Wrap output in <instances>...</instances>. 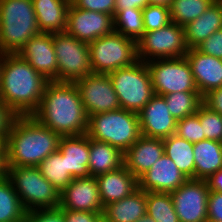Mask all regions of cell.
<instances>
[{
	"label": "cell",
	"instance_id": "6da1fadb",
	"mask_svg": "<svg viewBox=\"0 0 222 222\" xmlns=\"http://www.w3.org/2000/svg\"><path fill=\"white\" fill-rule=\"evenodd\" d=\"M32 116L61 137L87 133L88 116L74 82L49 81Z\"/></svg>",
	"mask_w": 222,
	"mask_h": 222
},
{
	"label": "cell",
	"instance_id": "7a4b0ae2",
	"mask_svg": "<svg viewBox=\"0 0 222 222\" xmlns=\"http://www.w3.org/2000/svg\"><path fill=\"white\" fill-rule=\"evenodd\" d=\"M49 81L17 53H6L0 72V100L18 116L33 115Z\"/></svg>",
	"mask_w": 222,
	"mask_h": 222
},
{
	"label": "cell",
	"instance_id": "3957f363",
	"mask_svg": "<svg viewBox=\"0 0 222 222\" xmlns=\"http://www.w3.org/2000/svg\"><path fill=\"white\" fill-rule=\"evenodd\" d=\"M61 136L32 115L18 116L6 139V165L37 167L59 149Z\"/></svg>",
	"mask_w": 222,
	"mask_h": 222
},
{
	"label": "cell",
	"instance_id": "277c9868",
	"mask_svg": "<svg viewBox=\"0 0 222 222\" xmlns=\"http://www.w3.org/2000/svg\"><path fill=\"white\" fill-rule=\"evenodd\" d=\"M40 31L32 0H0V50L18 53Z\"/></svg>",
	"mask_w": 222,
	"mask_h": 222
},
{
	"label": "cell",
	"instance_id": "5b68a950",
	"mask_svg": "<svg viewBox=\"0 0 222 222\" xmlns=\"http://www.w3.org/2000/svg\"><path fill=\"white\" fill-rule=\"evenodd\" d=\"M86 134L125 153L141 136L139 116L121 108L90 115Z\"/></svg>",
	"mask_w": 222,
	"mask_h": 222
},
{
	"label": "cell",
	"instance_id": "8992f818",
	"mask_svg": "<svg viewBox=\"0 0 222 222\" xmlns=\"http://www.w3.org/2000/svg\"><path fill=\"white\" fill-rule=\"evenodd\" d=\"M6 177L27 212L59 207L60 192L42 176L38 167L7 166Z\"/></svg>",
	"mask_w": 222,
	"mask_h": 222
},
{
	"label": "cell",
	"instance_id": "52a82bcc",
	"mask_svg": "<svg viewBox=\"0 0 222 222\" xmlns=\"http://www.w3.org/2000/svg\"><path fill=\"white\" fill-rule=\"evenodd\" d=\"M108 75L121 109L138 114L155 95L146 62L137 60L132 65L119 68Z\"/></svg>",
	"mask_w": 222,
	"mask_h": 222
},
{
	"label": "cell",
	"instance_id": "ba28073f",
	"mask_svg": "<svg viewBox=\"0 0 222 222\" xmlns=\"http://www.w3.org/2000/svg\"><path fill=\"white\" fill-rule=\"evenodd\" d=\"M89 52L93 74H109L138 60L136 42L116 32L90 42Z\"/></svg>",
	"mask_w": 222,
	"mask_h": 222
},
{
	"label": "cell",
	"instance_id": "9c48e42d",
	"mask_svg": "<svg viewBox=\"0 0 222 222\" xmlns=\"http://www.w3.org/2000/svg\"><path fill=\"white\" fill-rule=\"evenodd\" d=\"M136 47L137 59L143 62L182 58L189 50L184 27L173 22L163 28L145 32L136 42Z\"/></svg>",
	"mask_w": 222,
	"mask_h": 222
},
{
	"label": "cell",
	"instance_id": "30bf717a",
	"mask_svg": "<svg viewBox=\"0 0 222 222\" xmlns=\"http://www.w3.org/2000/svg\"><path fill=\"white\" fill-rule=\"evenodd\" d=\"M58 82H75L92 74L89 44L66 32L53 33Z\"/></svg>",
	"mask_w": 222,
	"mask_h": 222
},
{
	"label": "cell",
	"instance_id": "8fae6325",
	"mask_svg": "<svg viewBox=\"0 0 222 222\" xmlns=\"http://www.w3.org/2000/svg\"><path fill=\"white\" fill-rule=\"evenodd\" d=\"M156 95L175 92H198L186 57L146 62Z\"/></svg>",
	"mask_w": 222,
	"mask_h": 222
},
{
	"label": "cell",
	"instance_id": "7c38bea8",
	"mask_svg": "<svg viewBox=\"0 0 222 222\" xmlns=\"http://www.w3.org/2000/svg\"><path fill=\"white\" fill-rule=\"evenodd\" d=\"M209 188L205 180L188 179L170 193L179 222H207Z\"/></svg>",
	"mask_w": 222,
	"mask_h": 222
},
{
	"label": "cell",
	"instance_id": "4fadbf2b",
	"mask_svg": "<svg viewBox=\"0 0 222 222\" xmlns=\"http://www.w3.org/2000/svg\"><path fill=\"white\" fill-rule=\"evenodd\" d=\"M87 116L120 109L108 74H89L74 82Z\"/></svg>",
	"mask_w": 222,
	"mask_h": 222
},
{
	"label": "cell",
	"instance_id": "5bb4252c",
	"mask_svg": "<svg viewBox=\"0 0 222 222\" xmlns=\"http://www.w3.org/2000/svg\"><path fill=\"white\" fill-rule=\"evenodd\" d=\"M65 32L89 44L99 37L114 32L113 16L107 13L87 11L71 4Z\"/></svg>",
	"mask_w": 222,
	"mask_h": 222
},
{
	"label": "cell",
	"instance_id": "9a60e30c",
	"mask_svg": "<svg viewBox=\"0 0 222 222\" xmlns=\"http://www.w3.org/2000/svg\"><path fill=\"white\" fill-rule=\"evenodd\" d=\"M59 208L72 211L103 212L95 176L73 178L60 193Z\"/></svg>",
	"mask_w": 222,
	"mask_h": 222
},
{
	"label": "cell",
	"instance_id": "2e32d148",
	"mask_svg": "<svg viewBox=\"0 0 222 222\" xmlns=\"http://www.w3.org/2000/svg\"><path fill=\"white\" fill-rule=\"evenodd\" d=\"M48 81L58 82V64L53 46V33L40 32L17 53Z\"/></svg>",
	"mask_w": 222,
	"mask_h": 222
},
{
	"label": "cell",
	"instance_id": "e0dca14e",
	"mask_svg": "<svg viewBox=\"0 0 222 222\" xmlns=\"http://www.w3.org/2000/svg\"><path fill=\"white\" fill-rule=\"evenodd\" d=\"M138 116L143 136L163 139L176 133L177 121L169 112L163 96L155 94Z\"/></svg>",
	"mask_w": 222,
	"mask_h": 222
},
{
	"label": "cell",
	"instance_id": "ac0fdd59",
	"mask_svg": "<svg viewBox=\"0 0 222 222\" xmlns=\"http://www.w3.org/2000/svg\"><path fill=\"white\" fill-rule=\"evenodd\" d=\"M188 178L164 153L152 167L138 179V188L145 192L171 193L184 184Z\"/></svg>",
	"mask_w": 222,
	"mask_h": 222
},
{
	"label": "cell",
	"instance_id": "d6986e66",
	"mask_svg": "<svg viewBox=\"0 0 222 222\" xmlns=\"http://www.w3.org/2000/svg\"><path fill=\"white\" fill-rule=\"evenodd\" d=\"M185 57L202 97L210 90L222 87V59L204 54L197 48H190Z\"/></svg>",
	"mask_w": 222,
	"mask_h": 222
},
{
	"label": "cell",
	"instance_id": "ffe728a7",
	"mask_svg": "<svg viewBox=\"0 0 222 222\" xmlns=\"http://www.w3.org/2000/svg\"><path fill=\"white\" fill-rule=\"evenodd\" d=\"M163 154V139L141 135L124 153V166L139 179Z\"/></svg>",
	"mask_w": 222,
	"mask_h": 222
},
{
	"label": "cell",
	"instance_id": "44dd1931",
	"mask_svg": "<svg viewBox=\"0 0 222 222\" xmlns=\"http://www.w3.org/2000/svg\"><path fill=\"white\" fill-rule=\"evenodd\" d=\"M103 207L130 196L138 189V179L123 165L107 173L95 176Z\"/></svg>",
	"mask_w": 222,
	"mask_h": 222
},
{
	"label": "cell",
	"instance_id": "7402d4cb",
	"mask_svg": "<svg viewBox=\"0 0 222 222\" xmlns=\"http://www.w3.org/2000/svg\"><path fill=\"white\" fill-rule=\"evenodd\" d=\"M59 150L65 156L66 170L73 178L90 176L89 152L90 138L87 134L76 136H62Z\"/></svg>",
	"mask_w": 222,
	"mask_h": 222
},
{
	"label": "cell",
	"instance_id": "603a6c76",
	"mask_svg": "<svg viewBox=\"0 0 222 222\" xmlns=\"http://www.w3.org/2000/svg\"><path fill=\"white\" fill-rule=\"evenodd\" d=\"M40 32H65L70 0H32Z\"/></svg>",
	"mask_w": 222,
	"mask_h": 222
},
{
	"label": "cell",
	"instance_id": "cb8c5ba5",
	"mask_svg": "<svg viewBox=\"0 0 222 222\" xmlns=\"http://www.w3.org/2000/svg\"><path fill=\"white\" fill-rule=\"evenodd\" d=\"M146 214V192L139 188L130 196L104 206L102 217L108 222H136Z\"/></svg>",
	"mask_w": 222,
	"mask_h": 222
},
{
	"label": "cell",
	"instance_id": "d4e9b609",
	"mask_svg": "<svg viewBox=\"0 0 222 222\" xmlns=\"http://www.w3.org/2000/svg\"><path fill=\"white\" fill-rule=\"evenodd\" d=\"M220 29H222V7L214 1L203 14L184 26L188 48H196L201 42Z\"/></svg>",
	"mask_w": 222,
	"mask_h": 222
},
{
	"label": "cell",
	"instance_id": "484cf974",
	"mask_svg": "<svg viewBox=\"0 0 222 222\" xmlns=\"http://www.w3.org/2000/svg\"><path fill=\"white\" fill-rule=\"evenodd\" d=\"M194 179L206 180L222 168V142L202 140L193 143Z\"/></svg>",
	"mask_w": 222,
	"mask_h": 222
},
{
	"label": "cell",
	"instance_id": "4316f807",
	"mask_svg": "<svg viewBox=\"0 0 222 222\" xmlns=\"http://www.w3.org/2000/svg\"><path fill=\"white\" fill-rule=\"evenodd\" d=\"M124 165V153L106 142L90 138L89 172L90 176L114 171Z\"/></svg>",
	"mask_w": 222,
	"mask_h": 222
},
{
	"label": "cell",
	"instance_id": "83f0119b",
	"mask_svg": "<svg viewBox=\"0 0 222 222\" xmlns=\"http://www.w3.org/2000/svg\"><path fill=\"white\" fill-rule=\"evenodd\" d=\"M164 153L175 163L177 168L188 178L194 179L195 161L193 143L172 134L163 138Z\"/></svg>",
	"mask_w": 222,
	"mask_h": 222
},
{
	"label": "cell",
	"instance_id": "f1b7e54d",
	"mask_svg": "<svg viewBox=\"0 0 222 222\" xmlns=\"http://www.w3.org/2000/svg\"><path fill=\"white\" fill-rule=\"evenodd\" d=\"M26 213L10 180L0 179V222H24Z\"/></svg>",
	"mask_w": 222,
	"mask_h": 222
},
{
	"label": "cell",
	"instance_id": "f546056e",
	"mask_svg": "<svg viewBox=\"0 0 222 222\" xmlns=\"http://www.w3.org/2000/svg\"><path fill=\"white\" fill-rule=\"evenodd\" d=\"M37 167L42 176L60 193L73 180L71 174L66 170L65 156L59 149L49 154Z\"/></svg>",
	"mask_w": 222,
	"mask_h": 222
},
{
	"label": "cell",
	"instance_id": "4dcf8cb0",
	"mask_svg": "<svg viewBox=\"0 0 222 222\" xmlns=\"http://www.w3.org/2000/svg\"><path fill=\"white\" fill-rule=\"evenodd\" d=\"M114 32L137 42L145 33L142 9L128 8L115 10L113 17Z\"/></svg>",
	"mask_w": 222,
	"mask_h": 222
},
{
	"label": "cell",
	"instance_id": "1f68e13d",
	"mask_svg": "<svg viewBox=\"0 0 222 222\" xmlns=\"http://www.w3.org/2000/svg\"><path fill=\"white\" fill-rule=\"evenodd\" d=\"M171 115L176 121L197 113L203 103L199 92H175L163 95Z\"/></svg>",
	"mask_w": 222,
	"mask_h": 222
},
{
	"label": "cell",
	"instance_id": "d6a6232c",
	"mask_svg": "<svg viewBox=\"0 0 222 222\" xmlns=\"http://www.w3.org/2000/svg\"><path fill=\"white\" fill-rule=\"evenodd\" d=\"M146 213L156 222H179L170 193L146 192Z\"/></svg>",
	"mask_w": 222,
	"mask_h": 222
},
{
	"label": "cell",
	"instance_id": "836d02e7",
	"mask_svg": "<svg viewBox=\"0 0 222 222\" xmlns=\"http://www.w3.org/2000/svg\"><path fill=\"white\" fill-rule=\"evenodd\" d=\"M215 0H172L171 20L184 27L203 14Z\"/></svg>",
	"mask_w": 222,
	"mask_h": 222
},
{
	"label": "cell",
	"instance_id": "e575fe53",
	"mask_svg": "<svg viewBox=\"0 0 222 222\" xmlns=\"http://www.w3.org/2000/svg\"><path fill=\"white\" fill-rule=\"evenodd\" d=\"M199 119L204 140L208 139L222 142V115L210 110L202 103L199 106Z\"/></svg>",
	"mask_w": 222,
	"mask_h": 222
},
{
	"label": "cell",
	"instance_id": "d590c367",
	"mask_svg": "<svg viewBox=\"0 0 222 222\" xmlns=\"http://www.w3.org/2000/svg\"><path fill=\"white\" fill-rule=\"evenodd\" d=\"M145 32L157 30L169 25L171 20L170 7L148 4L142 9Z\"/></svg>",
	"mask_w": 222,
	"mask_h": 222
},
{
	"label": "cell",
	"instance_id": "8d00e7d4",
	"mask_svg": "<svg viewBox=\"0 0 222 222\" xmlns=\"http://www.w3.org/2000/svg\"><path fill=\"white\" fill-rule=\"evenodd\" d=\"M175 134L191 143L204 140V134L199 119V107L196 114L177 121Z\"/></svg>",
	"mask_w": 222,
	"mask_h": 222
},
{
	"label": "cell",
	"instance_id": "74e56055",
	"mask_svg": "<svg viewBox=\"0 0 222 222\" xmlns=\"http://www.w3.org/2000/svg\"><path fill=\"white\" fill-rule=\"evenodd\" d=\"M24 222H65L64 210L58 207L28 211Z\"/></svg>",
	"mask_w": 222,
	"mask_h": 222
},
{
	"label": "cell",
	"instance_id": "f35d334b",
	"mask_svg": "<svg viewBox=\"0 0 222 222\" xmlns=\"http://www.w3.org/2000/svg\"><path fill=\"white\" fill-rule=\"evenodd\" d=\"M75 7L93 11L107 13L114 17L116 0H70Z\"/></svg>",
	"mask_w": 222,
	"mask_h": 222
},
{
	"label": "cell",
	"instance_id": "ab89813d",
	"mask_svg": "<svg viewBox=\"0 0 222 222\" xmlns=\"http://www.w3.org/2000/svg\"><path fill=\"white\" fill-rule=\"evenodd\" d=\"M196 48L204 54L222 59V29L214 32Z\"/></svg>",
	"mask_w": 222,
	"mask_h": 222
},
{
	"label": "cell",
	"instance_id": "60d3db41",
	"mask_svg": "<svg viewBox=\"0 0 222 222\" xmlns=\"http://www.w3.org/2000/svg\"><path fill=\"white\" fill-rule=\"evenodd\" d=\"M18 115L0 100V137L5 141Z\"/></svg>",
	"mask_w": 222,
	"mask_h": 222
},
{
	"label": "cell",
	"instance_id": "b9f144b4",
	"mask_svg": "<svg viewBox=\"0 0 222 222\" xmlns=\"http://www.w3.org/2000/svg\"><path fill=\"white\" fill-rule=\"evenodd\" d=\"M207 210L208 221H222V193L209 192Z\"/></svg>",
	"mask_w": 222,
	"mask_h": 222
},
{
	"label": "cell",
	"instance_id": "7bdbcfd3",
	"mask_svg": "<svg viewBox=\"0 0 222 222\" xmlns=\"http://www.w3.org/2000/svg\"><path fill=\"white\" fill-rule=\"evenodd\" d=\"M103 212L64 210L65 222H99Z\"/></svg>",
	"mask_w": 222,
	"mask_h": 222
},
{
	"label": "cell",
	"instance_id": "ee69618b",
	"mask_svg": "<svg viewBox=\"0 0 222 222\" xmlns=\"http://www.w3.org/2000/svg\"><path fill=\"white\" fill-rule=\"evenodd\" d=\"M202 99L205 106L222 115V87L210 90Z\"/></svg>",
	"mask_w": 222,
	"mask_h": 222
},
{
	"label": "cell",
	"instance_id": "f6af8a7d",
	"mask_svg": "<svg viewBox=\"0 0 222 222\" xmlns=\"http://www.w3.org/2000/svg\"><path fill=\"white\" fill-rule=\"evenodd\" d=\"M148 5V0H116L115 10L128 8L144 9Z\"/></svg>",
	"mask_w": 222,
	"mask_h": 222
},
{
	"label": "cell",
	"instance_id": "bcb514c9",
	"mask_svg": "<svg viewBox=\"0 0 222 222\" xmlns=\"http://www.w3.org/2000/svg\"><path fill=\"white\" fill-rule=\"evenodd\" d=\"M205 181L210 191L222 193V168L210 175Z\"/></svg>",
	"mask_w": 222,
	"mask_h": 222
},
{
	"label": "cell",
	"instance_id": "7dc6e473",
	"mask_svg": "<svg viewBox=\"0 0 222 222\" xmlns=\"http://www.w3.org/2000/svg\"><path fill=\"white\" fill-rule=\"evenodd\" d=\"M7 174L6 153H0V179L5 178Z\"/></svg>",
	"mask_w": 222,
	"mask_h": 222
},
{
	"label": "cell",
	"instance_id": "c3c4849f",
	"mask_svg": "<svg viewBox=\"0 0 222 222\" xmlns=\"http://www.w3.org/2000/svg\"><path fill=\"white\" fill-rule=\"evenodd\" d=\"M172 0H148V4L170 7Z\"/></svg>",
	"mask_w": 222,
	"mask_h": 222
},
{
	"label": "cell",
	"instance_id": "681fc988",
	"mask_svg": "<svg viewBox=\"0 0 222 222\" xmlns=\"http://www.w3.org/2000/svg\"><path fill=\"white\" fill-rule=\"evenodd\" d=\"M136 222H156V221L146 213L143 217L139 218Z\"/></svg>",
	"mask_w": 222,
	"mask_h": 222
},
{
	"label": "cell",
	"instance_id": "f907efd6",
	"mask_svg": "<svg viewBox=\"0 0 222 222\" xmlns=\"http://www.w3.org/2000/svg\"><path fill=\"white\" fill-rule=\"evenodd\" d=\"M5 145L6 141L0 137V153H6Z\"/></svg>",
	"mask_w": 222,
	"mask_h": 222
},
{
	"label": "cell",
	"instance_id": "816d5d0a",
	"mask_svg": "<svg viewBox=\"0 0 222 222\" xmlns=\"http://www.w3.org/2000/svg\"><path fill=\"white\" fill-rule=\"evenodd\" d=\"M6 53L0 50V72H1V66L3 63V60L5 58Z\"/></svg>",
	"mask_w": 222,
	"mask_h": 222
},
{
	"label": "cell",
	"instance_id": "f5cc1de1",
	"mask_svg": "<svg viewBox=\"0 0 222 222\" xmlns=\"http://www.w3.org/2000/svg\"><path fill=\"white\" fill-rule=\"evenodd\" d=\"M222 7V0H215Z\"/></svg>",
	"mask_w": 222,
	"mask_h": 222
},
{
	"label": "cell",
	"instance_id": "db71d44e",
	"mask_svg": "<svg viewBox=\"0 0 222 222\" xmlns=\"http://www.w3.org/2000/svg\"><path fill=\"white\" fill-rule=\"evenodd\" d=\"M99 222H108L104 218H102Z\"/></svg>",
	"mask_w": 222,
	"mask_h": 222
}]
</instances>
